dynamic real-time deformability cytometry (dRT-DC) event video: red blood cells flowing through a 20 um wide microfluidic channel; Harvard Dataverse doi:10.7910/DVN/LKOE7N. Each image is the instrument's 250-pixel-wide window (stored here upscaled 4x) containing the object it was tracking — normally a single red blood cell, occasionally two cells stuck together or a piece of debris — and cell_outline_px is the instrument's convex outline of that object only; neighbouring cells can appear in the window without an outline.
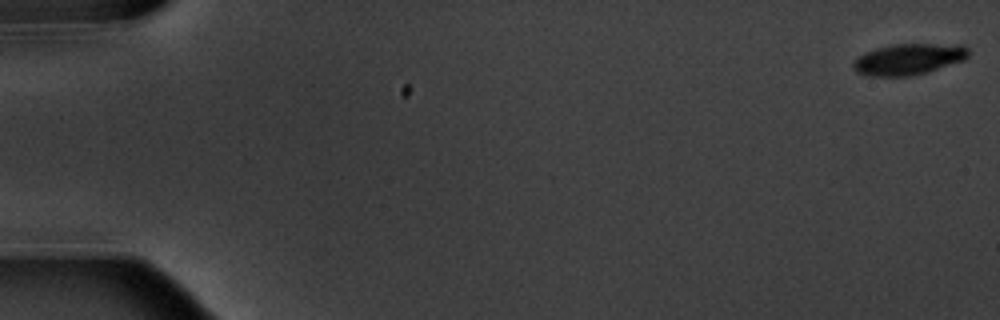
{"species": "common noctule bat (a hibernating species)", "species_latin": "Nyctalus noctula", "temperature_condition": "warm", "stored_images_in_passage": 9, "camera_frame_rate_fps": 3000, "um_per_image_px": 0.085, "animal": {"sex": "male", "body_mass_g": 20.1, "forearm_length_mm": 53.5}, "frame": {"image": 1, "passage_image": 1, "time_ms": 0.0, "image_size_px": [1000, 320], "cell_outline_px": [[968, 56], [964, 60], [924, 72], [908, 76], [868, 76], [856, 72], [852, 68], [852, 64], [864, 52], [876, 48], [892, 44], [964, 44], [968, 48]], "centroid_in_image_um": [77.21, 5.02], "position_along_channel_um": 7.8, "area_um2": 20.81}}
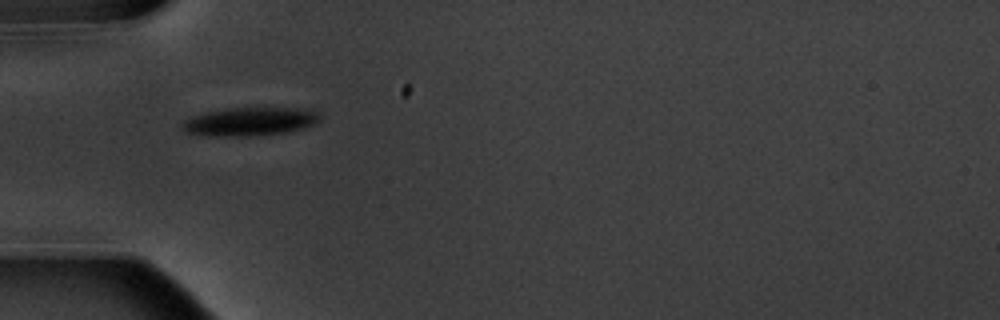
{"frame": {"image": 2, "passage_image": 6, "time_ms": 6.0, "image_size_px": [1000, 320], "cell_outline_px": [[320, 120], [304, 128], [284, 132], [248, 136], [200, 136], [188, 132], [180, 128], [180, 124], [184, 120], [200, 112], [228, 108], [308, 108], [320, 112]], "centroid_in_image_um": [21.19, 10.32], "position_along_channel_um": 63.8, "area_um2": 23.12}}